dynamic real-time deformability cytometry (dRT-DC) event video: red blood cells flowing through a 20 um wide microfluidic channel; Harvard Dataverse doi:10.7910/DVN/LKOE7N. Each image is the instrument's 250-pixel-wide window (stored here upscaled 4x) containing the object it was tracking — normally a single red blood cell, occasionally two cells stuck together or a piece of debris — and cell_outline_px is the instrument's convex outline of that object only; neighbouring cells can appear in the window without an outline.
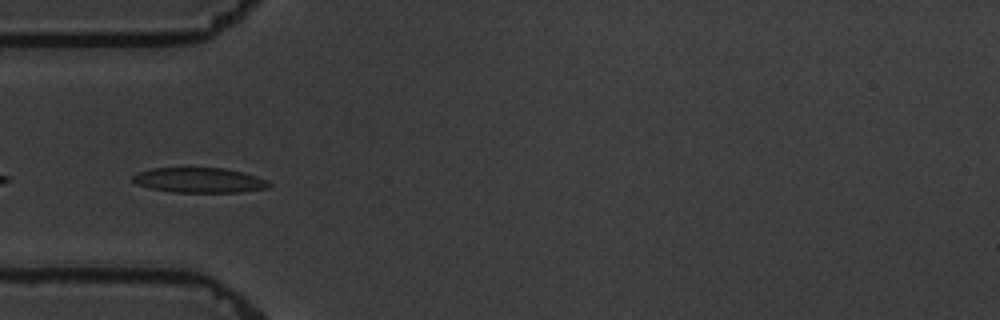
{"species": "common noctule bat (a hibernating species)", "species_latin": "Nyctalus noctula", "temperature_condition": "warm", "stored_images_in_passage": 9, "camera_frame_rate_fps": 3000, "um_per_image_px": 0.085, "animal": {"sex": "male", "body_mass_g": 19.5, "forearm_length_mm": 54.6}, "frame": {"image": 1, "passage_image": 6, "time_ms": 5.667, "image_size_px": [1000, 320], "cell_outline_px": [[272, 184], [268, 188], [240, 192], [172, 192], [152, 188], [136, 184], [132, 180], [132, 176], [140, 172], [152, 168], [224, 168], [256, 176], [268, 180]], "centroid_in_image_um": [16.96, 15.32], "position_along_channel_um": 68.0, "area_um2": 19.71}}
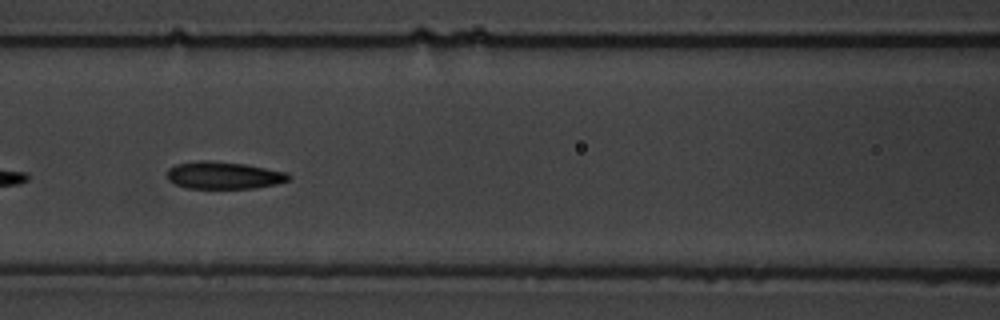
{"frame": {"image": 2, "passage_image": 8, "time_ms": 8.0, "image_size_px": [1000, 320], "cell_outline_px": [[292, 176], [288, 180], [276, 184], [256, 188], [188, 188], [176, 184], [168, 180], [168, 168], [176, 164], [196, 160], [208, 160], [244, 164], [288, 172]], "centroid_in_image_um": [19.03, 14.89], "position_along_channel_um": 147.6, "area_um2": 19.36}}
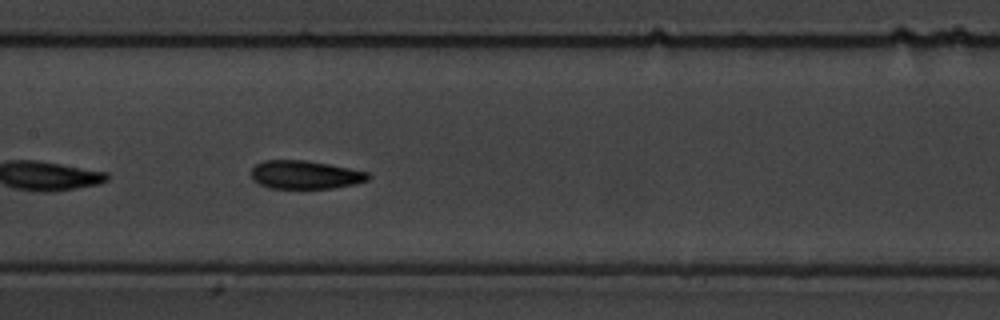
{"frame": {"image": 3, "passage_image": 9, "time_ms": 9.0, "image_size_px": [1000, 320], "cell_outline_px": [[372, 176], [368, 180], [352, 184], [332, 188], [268, 188], [252, 180], [252, 168], [256, 164], [264, 160], [304, 160], [328, 164], [368, 172]], "centroid_in_image_um": [25.92, 14.85], "position_along_channel_um": 181.5, "area_um2": 19.19}}